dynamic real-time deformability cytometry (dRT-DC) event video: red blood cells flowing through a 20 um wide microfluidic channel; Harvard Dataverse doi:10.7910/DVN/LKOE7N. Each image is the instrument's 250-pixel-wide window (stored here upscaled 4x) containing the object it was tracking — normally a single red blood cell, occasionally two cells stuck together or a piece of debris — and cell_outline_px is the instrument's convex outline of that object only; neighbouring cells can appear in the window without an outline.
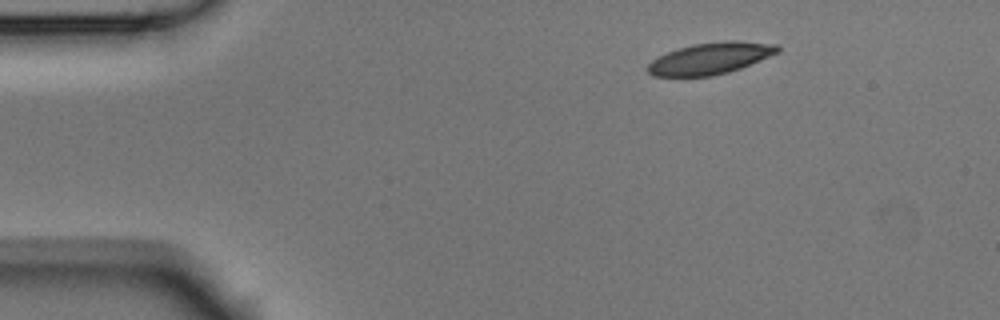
{"species": "Egyptian fruit bat (a non-hibernating species)", "species_latin": "Rousettus aegyptiacus", "temperature_condition": "room temperature", "stored_images_in_passage": 3, "camera_frame_rate_fps": 3000, "um_per_image_px": 0.085, "animal": {"sex": "male"}, "frame": {"image": 1, "passage_image": 1, "time_ms": 0.0, "image_size_px": [1000, 320], "cell_outline_px": [[780, 52], [740, 68], [728, 72], [712, 76], [652, 76], [648, 72], [648, 64], [652, 60], [676, 48], [692, 44], [724, 40], [736, 40], [776, 44], [780, 48]], "centroid_in_image_um": [60.39, 4.95], "position_along_channel_um": 24.6, "area_um2": 23.93}}